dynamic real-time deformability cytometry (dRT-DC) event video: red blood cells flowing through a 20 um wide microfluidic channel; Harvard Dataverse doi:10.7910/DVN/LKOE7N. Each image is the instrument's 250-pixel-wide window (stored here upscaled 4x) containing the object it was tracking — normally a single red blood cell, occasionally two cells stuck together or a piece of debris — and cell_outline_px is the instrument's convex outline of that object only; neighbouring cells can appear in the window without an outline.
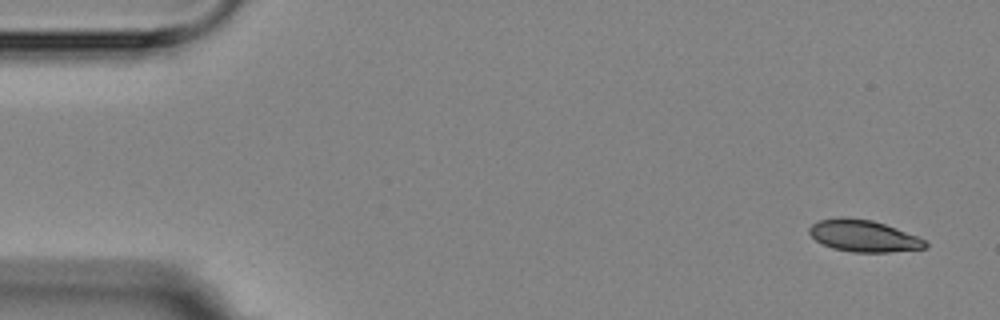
{"species": "Egyptian fruit bat (a non-hibernating species)", "species_latin": "Rousettus aegyptiacus", "temperature_condition": "room temperature", "stored_images_in_passage": 4, "segment_of_instrument_passage": [2, 2], "camera_frame_rate_fps": 3000, "um_per_image_px": 0.085, "animal": {"sex": "female"}, "frame": {"image": 1, "passage_image": 4, "time_ms": 3.667, "image_size_px": [1000, 320], "cell_outline_px": [[928, 248], [888, 252], [852, 252], [832, 248], [816, 240], [808, 232], [808, 228], [812, 224], [820, 220], [840, 216], [872, 220], [896, 228], [916, 236], [924, 240], [928, 244]], "centroid_in_image_um": [73.39, 20.05], "position_along_channel_um": 11.6, "area_um2": 21.39}}